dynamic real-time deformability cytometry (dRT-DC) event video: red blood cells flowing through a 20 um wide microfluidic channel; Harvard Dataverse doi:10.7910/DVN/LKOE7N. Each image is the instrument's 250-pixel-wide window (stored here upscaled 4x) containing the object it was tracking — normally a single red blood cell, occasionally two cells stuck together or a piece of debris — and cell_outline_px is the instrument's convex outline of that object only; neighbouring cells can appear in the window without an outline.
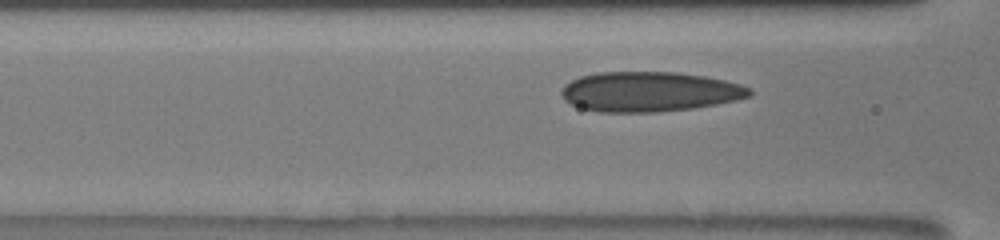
{"species": "human", "species_latin": "Homo sapiens", "temperature_condition": "room temperature", "stored_images_in_passage": 31, "camera_frame_rate_fps": 3000, "um_per_image_px": 0.085, "donor": {"sex": "male"}, "frame": {"image": 1, "passage_image": 6, "time_ms": 1.667, "image_size_px": [1000, 240], "cell_outline_px": [[752, 96], [736, 100], [716, 104], [692, 108], [656, 112], [600, 112], [580, 108], [564, 100], [560, 92], [564, 84], [580, 76], [596, 72], [676, 72], [704, 76], [724, 80], [740, 84], [752, 88]], "centroid_in_image_um": [55.19, 7.79], "position_along_channel_um": 111.4, "area_um2": 43.93}}
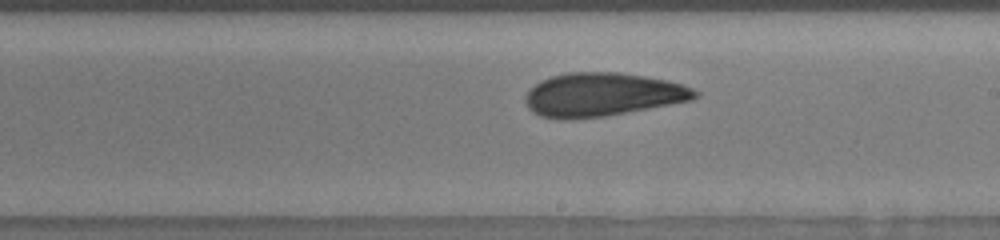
{"frame": {"image": 2, "passage_image": 16, "time_ms": 5.0, "image_size_px": [1000, 240], "cell_outline_px": [[700, 96], [692, 100], [604, 116], [540, 116], [532, 112], [528, 108], [524, 100], [524, 96], [540, 80], [552, 76], [568, 72], [620, 72], [668, 80], [692, 88], [700, 92]], "centroid_in_image_um": [51.25, 8.0], "position_along_channel_um": 237.8, "area_um2": 42.08}}
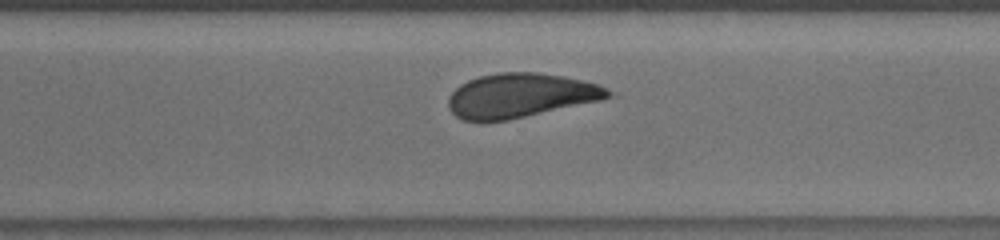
{"frame": {"image": 3, "passage_image": 23, "time_ms": 7.333, "image_size_px": [1000, 240], "cell_outline_px": [[616, 96], [600, 100], [508, 120], [460, 120], [448, 108], [448, 96], [460, 84], [468, 80], [480, 76], [500, 72], [536, 72], [564, 76], [600, 84], [616, 92]], "centroid_in_image_um": [44.28, 8.1], "position_along_channel_um": 326.3, "area_um2": 41.27}}